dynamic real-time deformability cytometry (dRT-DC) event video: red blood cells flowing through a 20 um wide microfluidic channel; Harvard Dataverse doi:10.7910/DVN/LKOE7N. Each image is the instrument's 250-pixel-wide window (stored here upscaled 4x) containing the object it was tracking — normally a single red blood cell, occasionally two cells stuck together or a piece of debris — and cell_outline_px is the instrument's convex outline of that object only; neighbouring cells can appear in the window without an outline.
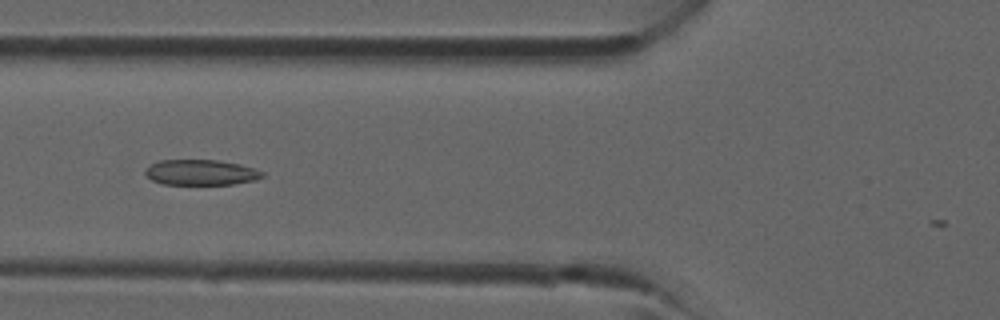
{"species": "common noctule bat (a hibernating species)", "species_latin": "Nyctalus noctula", "temperature_condition": "room temperature", "stored_images_in_passage": 23, "camera_frame_rate_fps": 3000, "um_per_image_px": 0.085, "animal": {"sex": "male", "forearm_length_mm": 52.5}, "frame": {"image": 1, "passage_image": 4, "time_ms": 1.0, "image_size_px": [1000, 320], "cell_outline_px": [[264, 176], [256, 180], [232, 184], [164, 184], [152, 180], [144, 172], [152, 164], [160, 160], [216, 160], [240, 164], [264, 172]], "centroid_in_image_um": [17.1, 14.65], "position_along_channel_um": 108.7, "area_um2": 17.17}}
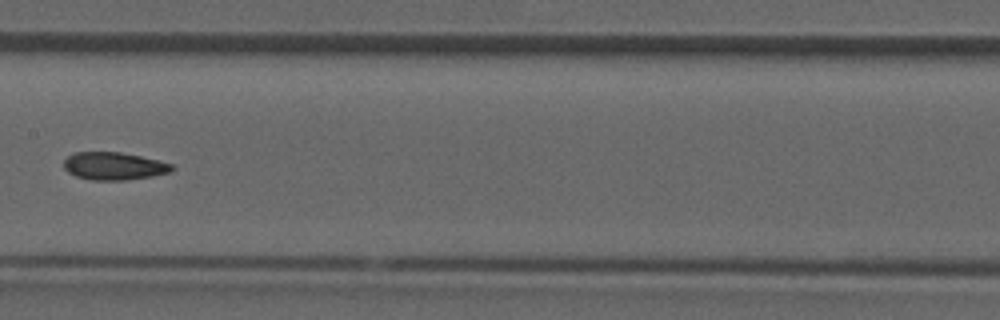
{"frame": {"image": 2, "passage_image": 9, "time_ms": 2.667, "image_size_px": [1000, 320], "cell_outline_px": [[176, 168], [168, 172], [152, 176], [124, 180], [92, 180], [76, 176], [68, 172], [64, 168], [64, 160], [72, 152], [120, 152], [140, 156], [172, 164]], "centroid_in_image_um": [9.65, 14.11], "position_along_channel_um": 197.7, "area_um2": 17.34}}
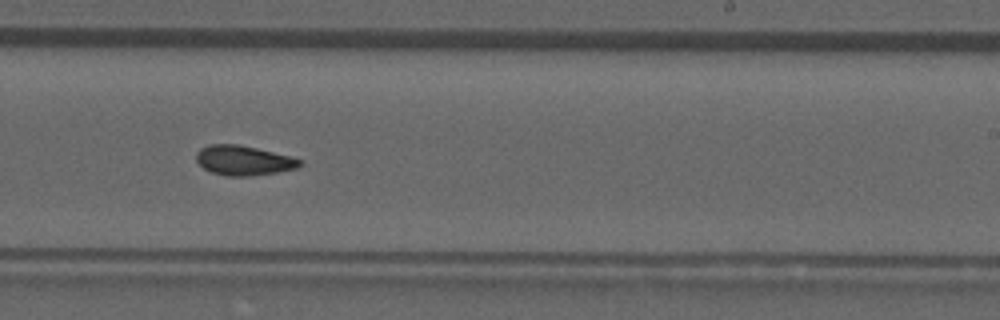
{"frame": {"image": 3, "passage_image": 13, "time_ms": 4.0, "image_size_px": [1000, 320], "cell_outline_px": [[304, 164], [296, 168], [276, 172], [248, 176], [224, 176], [212, 172], [204, 168], [196, 160], [196, 152], [200, 148], [208, 144], [240, 144], [304, 160]], "centroid_in_image_um": [20.69, 13.63], "position_along_channel_um": 268.3, "area_um2": 17.92}}